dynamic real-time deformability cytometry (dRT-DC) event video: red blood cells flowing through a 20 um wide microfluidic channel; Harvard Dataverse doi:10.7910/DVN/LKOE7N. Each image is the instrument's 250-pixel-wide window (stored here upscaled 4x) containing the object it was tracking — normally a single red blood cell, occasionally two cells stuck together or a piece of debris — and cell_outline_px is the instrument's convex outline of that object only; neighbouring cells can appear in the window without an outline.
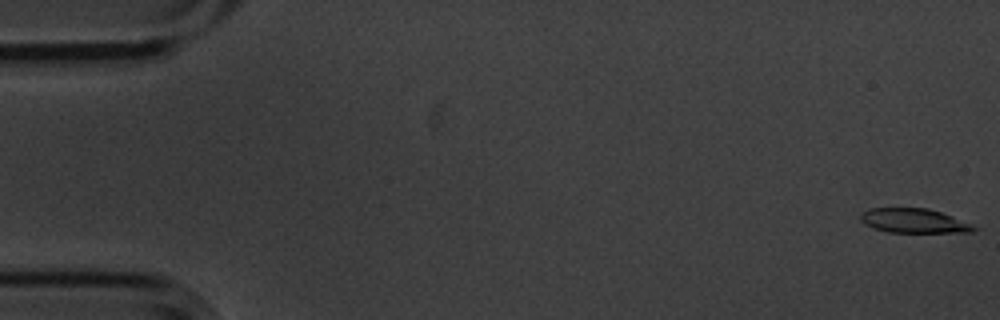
{"species": "common noctule bat (a hibernating species)", "species_latin": "Nyctalus noctula", "temperature_condition": "cold", "stored_images_in_passage": 5, "camera_frame_rate_fps": 3000, "um_per_image_px": 0.085, "animal": {"sex": "male", "body_mass_g": 20.1, "forearm_length_mm": 53.5}, "frame": {"image": 1, "passage_image": 1, "time_ms": 0.0, "image_size_px": [1000, 320], "cell_outline_px": [[980, 228], [972, 232], [888, 232], [864, 224], [860, 220], [860, 216], [868, 208], [928, 208], [952, 216]], "centroid_in_image_um": [77.69, 18.76], "position_along_channel_um": 7.3, "area_um2": 15.95}}
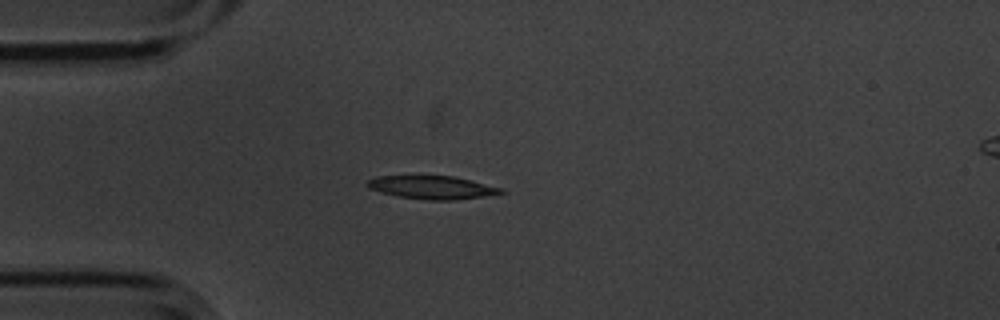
{"frame": {"image": 2, "passage_image": 5, "time_ms": 1.333, "image_size_px": [1000, 320], "cell_outline_px": [[508, 192], [484, 196], [452, 200], [428, 200], [400, 196], [380, 192], [368, 188], [364, 184], [368, 180], [376, 176], [452, 176], [504, 188]], "centroid_in_image_um": [36.73, 15.93], "position_along_channel_um": 48.3, "area_um2": 17.98}}